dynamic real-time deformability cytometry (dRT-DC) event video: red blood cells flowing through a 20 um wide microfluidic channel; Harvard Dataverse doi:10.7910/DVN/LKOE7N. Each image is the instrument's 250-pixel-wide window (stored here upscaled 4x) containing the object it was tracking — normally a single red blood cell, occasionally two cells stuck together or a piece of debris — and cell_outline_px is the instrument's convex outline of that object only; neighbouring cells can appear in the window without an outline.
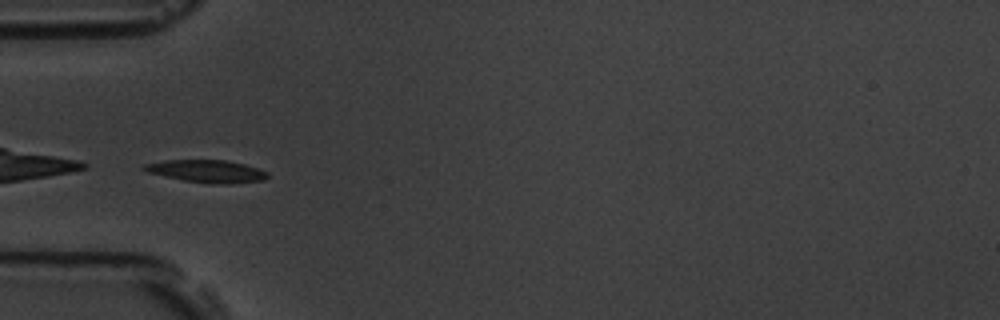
{"species": "common noctule bat (a hibernating species)", "species_latin": "Nyctalus noctula", "temperature_condition": "room temperature", "stored_images_in_passage": 7, "camera_frame_rate_fps": 3000, "um_per_image_px": 0.085, "animal": {"sex": "male", "body_mass_g": 19.5, "forearm_length_mm": 54.6}, "frame": {"image": 1, "passage_image": 5, "time_ms": 4.667, "image_size_px": [1000, 320], "cell_outline_px": [[268, 176], [264, 180], [232, 184], [212, 184], [184, 180], [164, 176], [148, 172], [140, 168], [144, 164], [164, 160], [224, 160], [244, 164], [268, 172]], "centroid_in_image_um": [17.57, 14.56], "position_along_channel_um": 67.4, "area_um2": 16.18}}
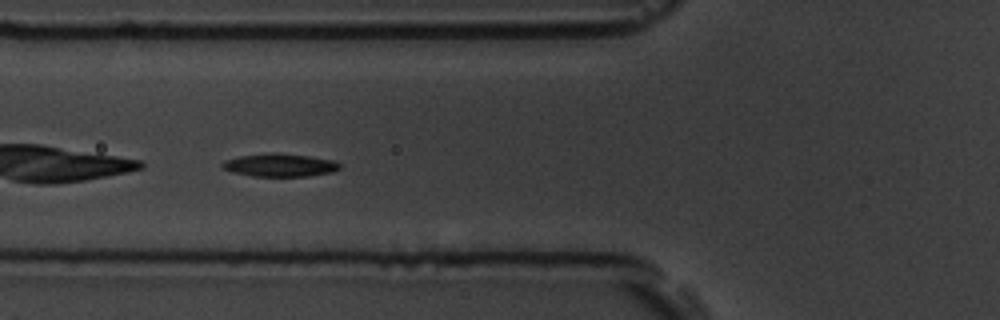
{"frame": {"image": 2, "passage_image": 6, "time_ms": 5.667, "image_size_px": [1000, 320], "cell_outline_px": [[340, 168], [332, 172], [308, 176], [252, 176], [232, 172], [220, 168], [220, 164], [224, 160], [240, 156], [268, 152], [276, 152], [308, 156], [332, 160], [340, 164]], "centroid_in_image_um": [23.72, 14.03], "position_along_channel_um": 102.1, "area_um2": 15.84}}
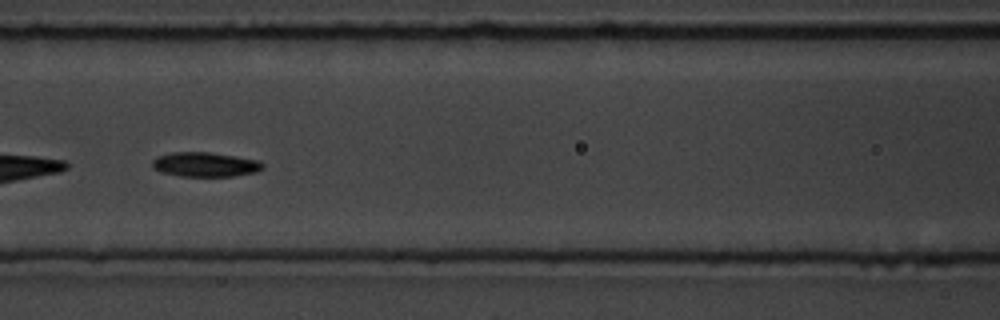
{"frame": {"image": 3, "passage_image": 7, "time_ms": 7.0, "image_size_px": [1000, 320], "cell_outline_px": [[264, 168], [256, 172], [232, 176], [180, 176], [160, 172], [152, 168], [152, 160], [156, 156], [172, 152], [208, 152], [236, 156], [260, 160], [264, 164]], "centroid_in_image_um": [17.42, 13.98], "position_along_channel_um": 149.2, "area_um2": 15.95}}